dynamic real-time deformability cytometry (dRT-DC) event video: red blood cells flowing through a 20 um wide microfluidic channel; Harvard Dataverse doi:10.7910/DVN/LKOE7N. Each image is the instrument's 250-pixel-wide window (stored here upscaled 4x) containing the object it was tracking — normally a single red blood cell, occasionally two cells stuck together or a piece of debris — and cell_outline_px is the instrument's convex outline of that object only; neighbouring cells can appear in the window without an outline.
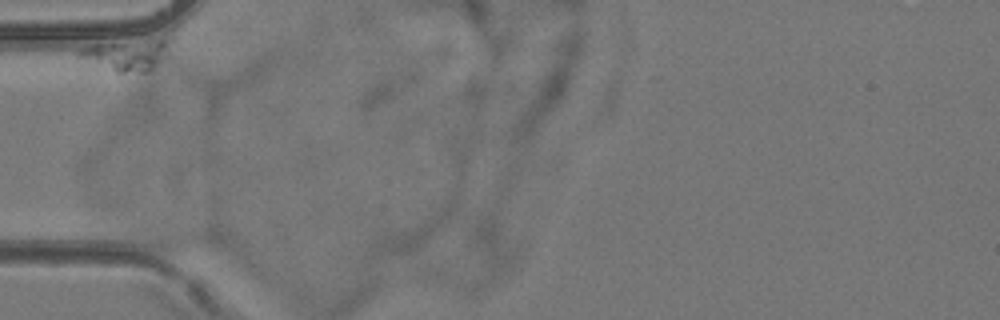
{"species": "common noctule bat (a hibernating species)", "species_latin": "Nyctalus noctula", "temperature_condition": "room temperature", "stored_images_in_passage": 2, "camera_frame_rate_fps": 3000, "um_per_image_px": 0.085, "animal": {"sex": "female", "body_mass_g": 24.6, "forearm_length_mm": 56.2}, "frame": {"image": 1, "passage_image": 1, "time_ms": 0.0, "image_size_px": [1000, 320], "cell_outline_px": [[164, 44], [160, 56], [152, 72], [116, 72], [76, 56], [76, 52], [84, 48], [96, 44], [160, 40], [164, 40]], "centroid_in_image_um": [10.59, 4.73], "position_along_channel_um": 74.4, "area_um2": 14.91}}